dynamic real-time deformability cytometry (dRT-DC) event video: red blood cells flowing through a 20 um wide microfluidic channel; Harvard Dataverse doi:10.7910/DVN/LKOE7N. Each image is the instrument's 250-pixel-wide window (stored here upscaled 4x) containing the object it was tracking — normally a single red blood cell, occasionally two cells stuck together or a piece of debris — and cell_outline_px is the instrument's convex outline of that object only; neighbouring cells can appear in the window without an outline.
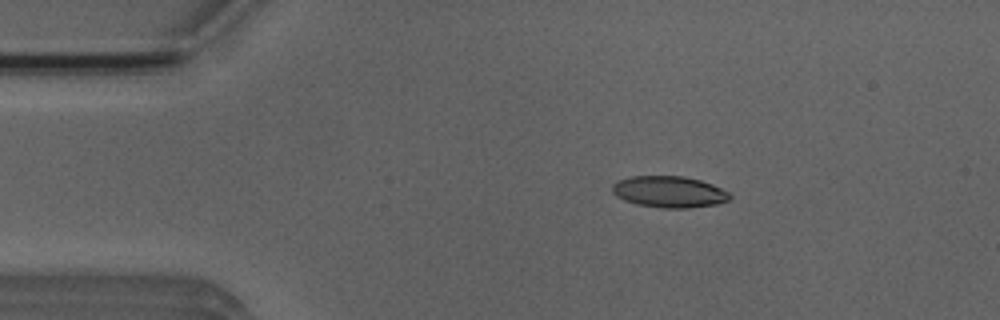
{"species": "Egyptian fruit bat (a non-hibernating species)", "species_latin": "Rousettus aegyptiacus", "temperature_condition": "room temperature", "stored_images_in_passage": 6, "camera_frame_rate_fps": 3000, "um_per_image_px": 0.085, "animal": {"sex": "male"}, "frame": {"image": 1, "passage_image": 3, "time_ms": 2.333, "image_size_px": [1000, 320], "cell_outline_px": [[732, 196], [728, 200], [716, 204], [688, 208], [664, 208], [636, 204], [624, 200], [616, 196], [612, 192], [612, 184], [620, 180], [632, 176], [684, 176], [700, 180], [712, 184], [728, 192]], "centroid_in_image_um": [56.87, 16.3], "position_along_channel_um": 28.1, "area_um2": 21.44}}
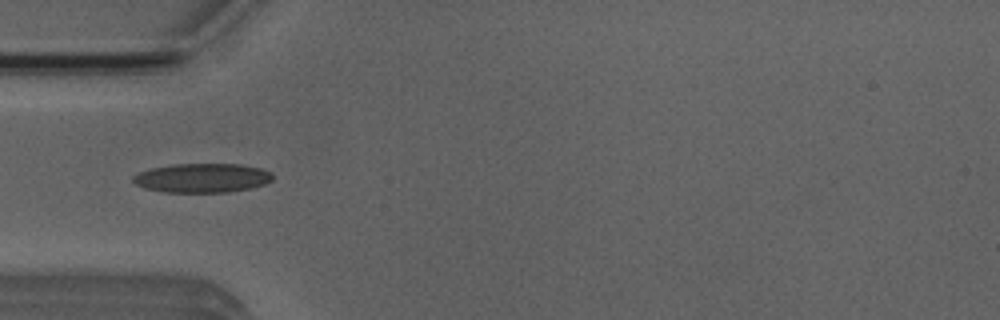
{"frame": {"image": 2, "passage_image": 5, "time_ms": 4.667, "image_size_px": [1000, 320], "cell_outline_px": [[272, 180], [264, 184], [252, 188], [228, 192], [164, 192], [144, 188], [136, 184], [132, 180], [132, 176], [140, 172], [152, 168], [176, 164], [240, 164], [260, 168], [272, 172]], "centroid_in_image_um": [17.2, 15.13], "position_along_channel_um": 67.8, "area_um2": 23.7}}